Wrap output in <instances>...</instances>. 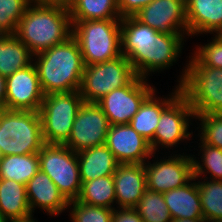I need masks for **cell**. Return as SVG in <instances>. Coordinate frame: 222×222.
I'll list each match as a JSON object with an SVG mask.
<instances>
[{
	"label": "cell",
	"instance_id": "obj_1",
	"mask_svg": "<svg viewBox=\"0 0 222 222\" xmlns=\"http://www.w3.org/2000/svg\"><path fill=\"white\" fill-rule=\"evenodd\" d=\"M184 38L183 34L158 32L135 16L121 18V54L130 61L138 77L148 79L152 72L173 66L181 56Z\"/></svg>",
	"mask_w": 222,
	"mask_h": 222
},
{
	"label": "cell",
	"instance_id": "obj_2",
	"mask_svg": "<svg viewBox=\"0 0 222 222\" xmlns=\"http://www.w3.org/2000/svg\"><path fill=\"white\" fill-rule=\"evenodd\" d=\"M33 57L44 95L79 91L85 64L72 35Z\"/></svg>",
	"mask_w": 222,
	"mask_h": 222
},
{
	"label": "cell",
	"instance_id": "obj_3",
	"mask_svg": "<svg viewBox=\"0 0 222 222\" xmlns=\"http://www.w3.org/2000/svg\"><path fill=\"white\" fill-rule=\"evenodd\" d=\"M35 55L72 35L69 8L59 4L30 3L15 34Z\"/></svg>",
	"mask_w": 222,
	"mask_h": 222
},
{
	"label": "cell",
	"instance_id": "obj_4",
	"mask_svg": "<svg viewBox=\"0 0 222 222\" xmlns=\"http://www.w3.org/2000/svg\"><path fill=\"white\" fill-rule=\"evenodd\" d=\"M178 81L181 94L195 114L217 113L222 108V69L202 65L194 56Z\"/></svg>",
	"mask_w": 222,
	"mask_h": 222
},
{
	"label": "cell",
	"instance_id": "obj_5",
	"mask_svg": "<svg viewBox=\"0 0 222 222\" xmlns=\"http://www.w3.org/2000/svg\"><path fill=\"white\" fill-rule=\"evenodd\" d=\"M85 66L121 56V19L71 21Z\"/></svg>",
	"mask_w": 222,
	"mask_h": 222
},
{
	"label": "cell",
	"instance_id": "obj_6",
	"mask_svg": "<svg viewBox=\"0 0 222 222\" xmlns=\"http://www.w3.org/2000/svg\"><path fill=\"white\" fill-rule=\"evenodd\" d=\"M44 144L38 111L1 110L0 157L38 153Z\"/></svg>",
	"mask_w": 222,
	"mask_h": 222
},
{
	"label": "cell",
	"instance_id": "obj_7",
	"mask_svg": "<svg viewBox=\"0 0 222 222\" xmlns=\"http://www.w3.org/2000/svg\"><path fill=\"white\" fill-rule=\"evenodd\" d=\"M84 100L79 91L51 93L44 96L38 111L42 137L46 144H64Z\"/></svg>",
	"mask_w": 222,
	"mask_h": 222
},
{
	"label": "cell",
	"instance_id": "obj_8",
	"mask_svg": "<svg viewBox=\"0 0 222 222\" xmlns=\"http://www.w3.org/2000/svg\"><path fill=\"white\" fill-rule=\"evenodd\" d=\"M136 76L130 61L121 55L85 66L79 93L84 102L97 103L116 88L127 86Z\"/></svg>",
	"mask_w": 222,
	"mask_h": 222
},
{
	"label": "cell",
	"instance_id": "obj_9",
	"mask_svg": "<svg viewBox=\"0 0 222 222\" xmlns=\"http://www.w3.org/2000/svg\"><path fill=\"white\" fill-rule=\"evenodd\" d=\"M39 168L56 184L68 200H76L81 191L77 153L64 144H44L38 152Z\"/></svg>",
	"mask_w": 222,
	"mask_h": 222
},
{
	"label": "cell",
	"instance_id": "obj_10",
	"mask_svg": "<svg viewBox=\"0 0 222 222\" xmlns=\"http://www.w3.org/2000/svg\"><path fill=\"white\" fill-rule=\"evenodd\" d=\"M147 81L136 76L127 86L116 88L97 102L110 125L130 123L144 100L155 91Z\"/></svg>",
	"mask_w": 222,
	"mask_h": 222
},
{
	"label": "cell",
	"instance_id": "obj_11",
	"mask_svg": "<svg viewBox=\"0 0 222 222\" xmlns=\"http://www.w3.org/2000/svg\"><path fill=\"white\" fill-rule=\"evenodd\" d=\"M190 118H195L194 110L180 93L160 115L154 138L149 142L152 152L156 154L159 146L171 149L180 144V141L189 140L193 134L188 132L189 125L192 124Z\"/></svg>",
	"mask_w": 222,
	"mask_h": 222
},
{
	"label": "cell",
	"instance_id": "obj_12",
	"mask_svg": "<svg viewBox=\"0 0 222 222\" xmlns=\"http://www.w3.org/2000/svg\"><path fill=\"white\" fill-rule=\"evenodd\" d=\"M109 126L106 115L97 103L84 102L78 110L71 134L64 145L76 153L103 145Z\"/></svg>",
	"mask_w": 222,
	"mask_h": 222
},
{
	"label": "cell",
	"instance_id": "obj_13",
	"mask_svg": "<svg viewBox=\"0 0 222 222\" xmlns=\"http://www.w3.org/2000/svg\"><path fill=\"white\" fill-rule=\"evenodd\" d=\"M161 158L144 163L147 189L165 193L187 184L194 176L192 155L175 154L168 159Z\"/></svg>",
	"mask_w": 222,
	"mask_h": 222
},
{
	"label": "cell",
	"instance_id": "obj_14",
	"mask_svg": "<svg viewBox=\"0 0 222 222\" xmlns=\"http://www.w3.org/2000/svg\"><path fill=\"white\" fill-rule=\"evenodd\" d=\"M44 96L34 62L6 78L7 110L39 111Z\"/></svg>",
	"mask_w": 222,
	"mask_h": 222
},
{
	"label": "cell",
	"instance_id": "obj_15",
	"mask_svg": "<svg viewBox=\"0 0 222 222\" xmlns=\"http://www.w3.org/2000/svg\"><path fill=\"white\" fill-rule=\"evenodd\" d=\"M134 16L158 32L188 35L186 0H153Z\"/></svg>",
	"mask_w": 222,
	"mask_h": 222
},
{
	"label": "cell",
	"instance_id": "obj_16",
	"mask_svg": "<svg viewBox=\"0 0 222 222\" xmlns=\"http://www.w3.org/2000/svg\"><path fill=\"white\" fill-rule=\"evenodd\" d=\"M105 145L119 164H144L156 156L149 141L138 134L130 124L110 125Z\"/></svg>",
	"mask_w": 222,
	"mask_h": 222
},
{
	"label": "cell",
	"instance_id": "obj_17",
	"mask_svg": "<svg viewBox=\"0 0 222 222\" xmlns=\"http://www.w3.org/2000/svg\"><path fill=\"white\" fill-rule=\"evenodd\" d=\"M30 211L39 208L50 216H56L69 210V201L63 196L51 178L40 169L26 184Z\"/></svg>",
	"mask_w": 222,
	"mask_h": 222
},
{
	"label": "cell",
	"instance_id": "obj_18",
	"mask_svg": "<svg viewBox=\"0 0 222 222\" xmlns=\"http://www.w3.org/2000/svg\"><path fill=\"white\" fill-rule=\"evenodd\" d=\"M117 208H134L147 189L144 164H119L113 174Z\"/></svg>",
	"mask_w": 222,
	"mask_h": 222
},
{
	"label": "cell",
	"instance_id": "obj_19",
	"mask_svg": "<svg viewBox=\"0 0 222 222\" xmlns=\"http://www.w3.org/2000/svg\"><path fill=\"white\" fill-rule=\"evenodd\" d=\"M188 36L222 30V0H186Z\"/></svg>",
	"mask_w": 222,
	"mask_h": 222
},
{
	"label": "cell",
	"instance_id": "obj_20",
	"mask_svg": "<svg viewBox=\"0 0 222 222\" xmlns=\"http://www.w3.org/2000/svg\"><path fill=\"white\" fill-rule=\"evenodd\" d=\"M154 93L155 91L144 100L129 123L138 134L149 142L154 138L162 111L181 93V90L177 85L169 97L163 99Z\"/></svg>",
	"mask_w": 222,
	"mask_h": 222
},
{
	"label": "cell",
	"instance_id": "obj_21",
	"mask_svg": "<svg viewBox=\"0 0 222 222\" xmlns=\"http://www.w3.org/2000/svg\"><path fill=\"white\" fill-rule=\"evenodd\" d=\"M195 177L184 186L163 193L172 219H204Z\"/></svg>",
	"mask_w": 222,
	"mask_h": 222
},
{
	"label": "cell",
	"instance_id": "obj_22",
	"mask_svg": "<svg viewBox=\"0 0 222 222\" xmlns=\"http://www.w3.org/2000/svg\"><path fill=\"white\" fill-rule=\"evenodd\" d=\"M81 183L113 175L119 163L105 145L95 146L77 153Z\"/></svg>",
	"mask_w": 222,
	"mask_h": 222
},
{
	"label": "cell",
	"instance_id": "obj_23",
	"mask_svg": "<svg viewBox=\"0 0 222 222\" xmlns=\"http://www.w3.org/2000/svg\"><path fill=\"white\" fill-rule=\"evenodd\" d=\"M0 212L10 221L32 216L26 185L12 179H0Z\"/></svg>",
	"mask_w": 222,
	"mask_h": 222
},
{
	"label": "cell",
	"instance_id": "obj_24",
	"mask_svg": "<svg viewBox=\"0 0 222 222\" xmlns=\"http://www.w3.org/2000/svg\"><path fill=\"white\" fill-rule=\"evenodd\" d=\"M33 56L16 35H0V74L4 77L30 65Z\"/></svg>",
	"mask_w": 222,
	"mask_h": 222
},
{
	"label": "cell",
	"instance_id": "obj_25",
	"mask_svg": "<svg viewBox=\"0 0 222 222\" xmlns=\"http://www.w3.org/2000/svg\"><path fill=\"white\" fill-rule=\"evenodd\" d=\"M68 8L71 21L121 19L117 0H73Z\"/></svg>",
	"mask_w": 222,
	"mask_h": 222
},
{
	"label": "cell",
	"instance_id": "obj_26",
	"mask_svg": "<svg viewBox=\"0 0 222 222\" xmlns=\"http://www.w3.org/2000/svg\"><path fill=\"white\" fill-rule=\"evenodd\" d=\"M39 169L38 153L0 157V179H12L26 185Z\"/></svg>",
	"mask_w": 222,
	"mask_h": 222
},
{
	"label": "cell",
	"instance_id": "obj_27",
	"mask_svg": "<svg viewBox=\"0 0 222 222\" xmlns=\"http://www.w3.org/2000/svg\"><path fill=\"white\" fill-rule=\"evenodd\" d=\"M76 200L92 206L115 209L116 196L113 175L82 182L81 191Z\"/></svg>",
	"mask_w": 222,
	"mask_h": 222
},
{
	"label": "cell",
	"instance_id": "obj_28",
	"mask_svg": "<svg viewBox=\"0 0 222 222\" xmlns=\"http://www.w3.org/2000/svg\"><path fill=\"white\" fill-rule=\"evenodd\" d=\"M196 182L204 219L207 222L222 220V181L205 179ZM207 180V181H205Z\"/></svg>",
	"mask_w": 222,
	"mask_h": 222
},
{
	"label": "cell",
	"instance_id": "obj_29",
	"mask_svg": "<svg viewBox=\"0 0 222 222\" xmlns=\"http://www.w3.org/2000/svg\"><path fill=\"white\" fill-rule=\"evenodd\" d=\"M134 209L143 222H171L169 209L163 193L146 189Z\"/></svg>",
	"mask_w": 222,
	"mask_h": 222
},
{
	"label": "cell",
	"instance_id": "obj_30",
	"mask_svg": "<svg viewBox=\"0 0 222 222\" xmlns=\"http://www.w3.org/2000/svg\"><path fill=\"white\" fill-rule=\"evenodd\" d=\"M200 141L199 148L202 152L200 158L203 163H200V160L195 159V155H192L195 180L208 173L210 178L206 177L205 179L222 181V149L205 144L201 139Z\"/></svg>",
	"mask_w": 222,
	"mask_h": 222
},
{
	"label": "cell",
	"instance_id": "obj_31",
	"mask_svg": "<svg viewBox=\"0 0 222 222\" xmlns=\"http://www.w3.org/2000/svg\"><path fill=\"white\" fill-rule=\"evenodd\" d=\"M29 0H0V35H15Z\"/></svg>",
	"mask_w": 222,
	"mask_h": 222
},
{
	"label": "cell",
	"instance_id": "obj_32",
	"mask_svg": "<svg viewBox=\"0 0 222 222\" xmlns=\"http://www.w3.org/2000/svg\"><path fill=\"white\" fill-rule=\"evenodd\" d=\"M68 207H71L69 215L72 222H111L114 211V209L92 206L77 200H70Z\"/></svg>",
	"mask_w": 222,
	"mask_h": 222
},
{
	"label": "cell",
	"instance_id": "obj_33",
	"mask_svg": "<svg viewBox=\"0 0 222 222\" xmlns=\"http://www.w3.org/2000/svg\"><path fill=\"white\" fill-rule=\"evenodd\" d=\"M195 119L201 123L198 127L200 139L208 145L222 149V115L212 114H195Z\"/></svg>",
	"mask_w": 222,
	"mask_h": 222
},
{
	"label": "cell",
	"instance_id": "obj_34",
	"mask_svg": "<svg viewBox=\"0 0 222 222\" xmlns=\"http://www.w3.org/2000/svg\"><path fill=\"white\" fill-rule=\"evenodd\" d=\"M212 41L195 47L191 53L202 65L222 69V41L217 35H213Z\"/></svg>",
	"mask_w": 222,
	"mask_h": 222
},
{
	"label": "cell",
	"instance_id": "obj_35",
	"mask_svg": "<svg viewBox=\"0 0 222 222\" xmlns=\"http://www.w3.org/2000/svg\"><path fill=\"white\" fill-rule=\"evenodd\" d=\"M153 0H117L120 16H134L144 6L151 3Z\"/></svg>",
	"mask_w": 222,
	"mask_h": 222
},
{
	"label": "cell",
	"instance_id": "obj_36",
	"mask_svg": "<svg viewBox=\"0 0 222 222\" xmlns=\"http://www.w3.org/2000/svg\"><path fill=\"white\" fill-rule=\"evenodd\" d=\"M111 222H143L134 208H115Z\"/></svg>",
	"mask_w": 222,
	"mask_h": 222
},
{
	"label": "cell",
	"instance_id": "obj_37",
	"mask_svg": "<svg viewBox=\"0 0 222 222\" xmlns=\"http://www.w3.org/2000/svg\"><path fill=\"white\" fill-rule=\"evenodd\" d=\"M6 77L0 74V108L5 109Z\"/></svg>",
	"mask_w": 222,
	"mask_h": 222
},
{
	"label": "cell",
	"instance_id": "obj_38",
	"mask_svg": "<svg viewBox=\"0 0 222 222\" xmlns=\"http://www.w3.org/2000/svg\"><path fill=\"white\" fill-rule=\"evenodd\" d=\"M30 3L36 4H59L64 6H69L73 0H29Z\"/></svg>",
	"mask_w": 222,
	"mask_h": 222
},
{
	"label": "cell",
	"instance_id": "obj_39",
	"mask_svg": "<svg viewBox=\"0 0 222 222\" xmlns=\"http://www.w3.org/2000/svg\"><path fill=\"white\" fill-rule=\"evenodd\" d=\"M171 222H207L205 219H172Z\"/></svg>",
	"mask_w": 222,
	"mask_h": 222
},
{
	"label": "cell",
	"instance_id": "obj_40",
	"mask_svg": "<svg viewBox=\"0 0 222 222\" xmlns=\"http://www.w3.org/2000/svg\"><path fill=\"white\" fill-rule=\"evenodd\" d=\"M33 215L30 217H27L25 219H19V220H12L10 222H37L35 219H33Z\"/></svg>",
	"mask_w": 222,
	"mask_h": 222
},
{
	"label": "cell",
	"instance_id": "obj_41",
	"mask_svg": "<svg viewBox=\"0 0 222 222\" xmlns=\"http://www.w3.org/2000/svg\"><path fill=\"white\" fill-rule=\"evenodd\" d=\"M0 222H10V220L0 212Z\"/></svg>",
	"mask_w": 222,
	"mask_h": 222
},
{
	"label": "cell",
	"instance_id": "obj_42",
	"mask_svg": "<svg viewBox=\"0 0 222 222\" xmlns=\"http://www.w3.org/2000/svg\"><path fill=\"white\" fill-rule=\"evenodd\" d=\"M222 41V30H220L217 34H216Z\"/></svg>",
	"mask_w": 222,
	"mask_h": 222
},
{
	"label": "cell",
	"instance_id": "obj_43",
	"mask_svg": "<svg viewBox=\"0 0 222 222\" xmlns=\"http://www.w3.org/2000/svg\"><path fill=\"white\" fill-rule=\"evenodd\" d=\"M217 114L222 115V108L217 112Z\"/></svg>",
	"mask_w": 222,
	"mask_h": 222
}]
</instances>
